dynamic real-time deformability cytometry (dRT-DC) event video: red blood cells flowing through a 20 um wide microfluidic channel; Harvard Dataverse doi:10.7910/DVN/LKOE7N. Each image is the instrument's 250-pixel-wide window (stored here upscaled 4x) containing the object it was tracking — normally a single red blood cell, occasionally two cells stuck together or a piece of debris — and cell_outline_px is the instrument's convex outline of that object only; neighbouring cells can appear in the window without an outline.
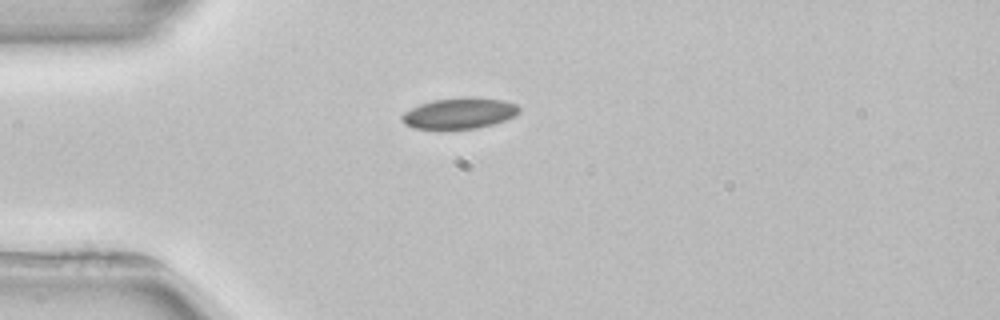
{"species": "common noctule bat (a hibernating species)", "species_latin": "Nyctalus noctula", "temperature_condition": "room temperature", "stored_images_in_passage": 2, "camera_frame_rate_fps": 3000, "um_per_image_px": 0.085, "animal": {"sex": "female", "body_mass_g": 22.7, "forearm_length_mm": 54.2}, "frame": {"image": 1, "passage_image": 1, "time_ms": 0.0, "image_size_px": [1000, 320], "cell_outline_px": [[520, 112], [516, 116], [492, 124], [476, 128], [412, 128], [404, 124], [400, 120], [400, 116], [404, 112], [420, 104], [436, 100], [464, 96], [504, 100], [516, 104], [520, 108]], "centroid_in_image_um": [39.05, 9.61], "position_along_channel_um": 45.9, "area_um2": 21.04}}
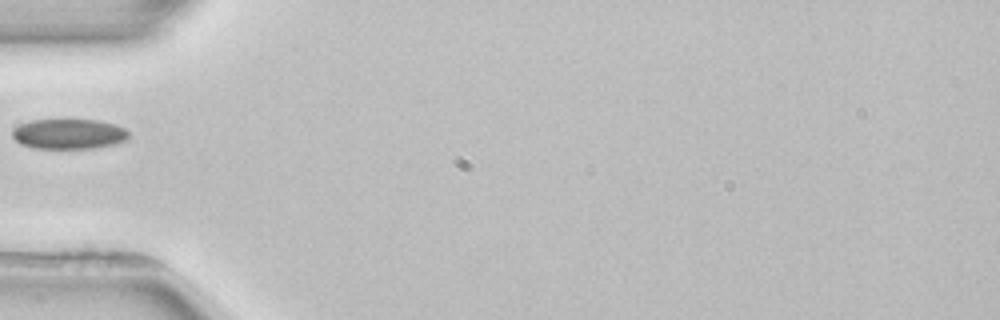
{"frame": {"image": 2, "passage_image": 2, "time_ms": 1.333, "image_size_px": [1000, 320], "cell_outline_px": [[128, 140], [112, 144], [92, 148], [32, 148], [20, 144], [12, 136], [12, 128], [20, 124], [32, 120], [96, 120], [116, 124], [124, 128], [128, 132]], "centroid_in_image_um": [5.82, 11.38], "position_along_channel_um": 79.2, "area_um2": 20.4}}